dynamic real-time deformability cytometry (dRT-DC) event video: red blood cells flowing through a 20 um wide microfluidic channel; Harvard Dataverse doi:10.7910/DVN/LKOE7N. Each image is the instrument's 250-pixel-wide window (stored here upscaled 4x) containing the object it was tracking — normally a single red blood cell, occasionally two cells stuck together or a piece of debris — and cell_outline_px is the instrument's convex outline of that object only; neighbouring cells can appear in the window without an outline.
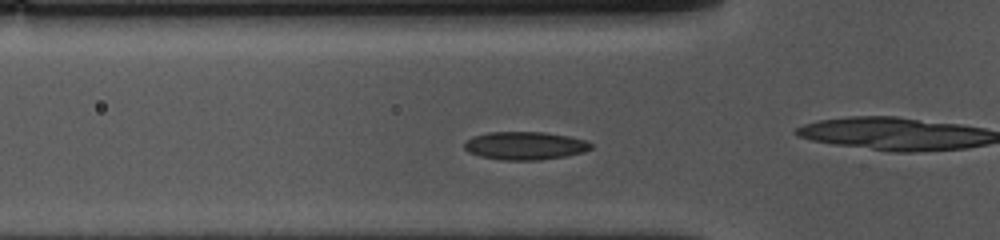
{"species": "common noctule bat (a hibernating species)", "species_latin": "Nyctalus noctula", "temperature_condition": "cold", "stored_images_in_passage": 45, "camera_frame_rate_fps": 3000, "um_per_image_px": 0.085, "animal": {"sex": "female", "body_mass_g": 10.0, "forearm_length_mm": 53.1}, "frame": {"image": 1, "passage_image": 13, "time_ms": 4.0, "image_size_px": [1000, 240], "cell_outline_px": [[588, 148], [576, 152], [556, 156], [488, 156], [472, 152], [464, 144], [480, 136], [496, 132], [532, 132], [560, 136], [580, 140], [588, 144]], "centroid_in_image_um": [44.58, 12.3], "position_along_channel_um": 81.2, "area_um2": 16.99}}
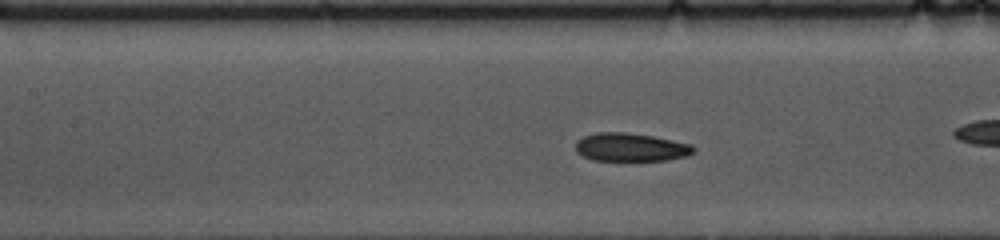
{"frame": {"image": 2, "passage_image": 19, "time_ms": 6.0, "image_size_px": [1000, 240], "cell_outline_px": [[692, 152], [680, 156], [660, 160], [600, 160], [588, 156], [580, 152], [576, 148], [576, 144], [580, 140], [588, 136], [648, 136], [684, 144], [692, 148]], "centroid_in_image_um": [53.62, 12.59], "position_along_channel_um": 153.8, "area_um2": 16.59}}
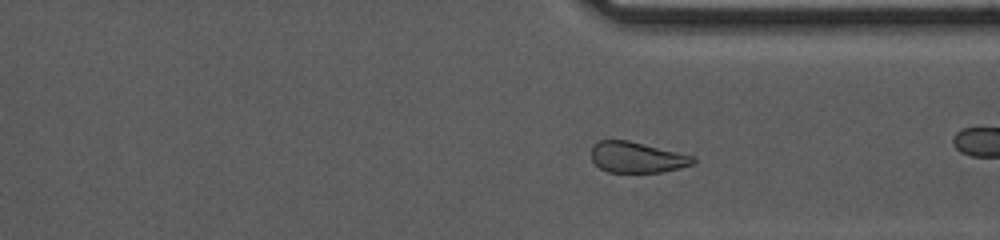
{"frame": {"image": 3, "passage_image": 36, "time_ms": 11.667, "image_size_px": [1000, 240], "cell_outline_px": [[692, 160], [688, 164], [676, 168], [656, 172], [612, 172], [600, 168], [592, 160], [592, 148], [600, 140], [624, 140], [640, 144], [684, 156]], "centroid_in_image_um": [53.92, 13.39], "position_along_channel_um": 357.5, "area_um2": 16.7}}